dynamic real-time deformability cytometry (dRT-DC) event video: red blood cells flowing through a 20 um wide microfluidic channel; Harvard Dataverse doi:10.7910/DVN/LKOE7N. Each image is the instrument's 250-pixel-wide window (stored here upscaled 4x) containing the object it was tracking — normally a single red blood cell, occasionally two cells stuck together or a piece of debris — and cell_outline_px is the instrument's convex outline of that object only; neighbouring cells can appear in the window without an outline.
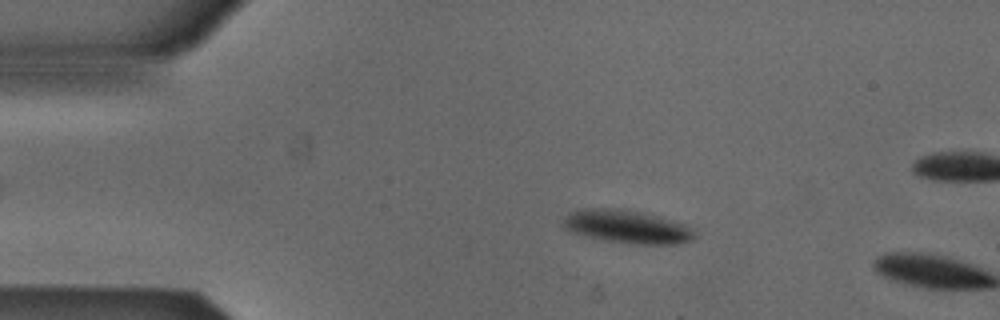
{"species": "Egyptian fruit bat (a non-hibernating species)", "species_latin": "Rousettus aegyptiacus", "temperature_condition": "cold", "stored_images_in_passage": 10, "camera_frame_rate_fps": 3000, "um_per_image_px": 0.085, "animal": {"sex": "male"}, "frame": {"image": 1, "passage_image": 9, "time_ms": 2.667, "image_size_px": [1000, 320], "cell_outline_px": [[696, 236], [692, 240], [676, 244], [636, 244], [604, 240], [584, 236], [572, 232], [564, 228], [564, 216], [568, 212], [592, 208], [640, 212], [660, 216], [688, 224], [692, 228]], "centroid_in_image_um": [53.35, 19.29], "position_along_channel_um": 31.7, "area_um2": 25.2}}